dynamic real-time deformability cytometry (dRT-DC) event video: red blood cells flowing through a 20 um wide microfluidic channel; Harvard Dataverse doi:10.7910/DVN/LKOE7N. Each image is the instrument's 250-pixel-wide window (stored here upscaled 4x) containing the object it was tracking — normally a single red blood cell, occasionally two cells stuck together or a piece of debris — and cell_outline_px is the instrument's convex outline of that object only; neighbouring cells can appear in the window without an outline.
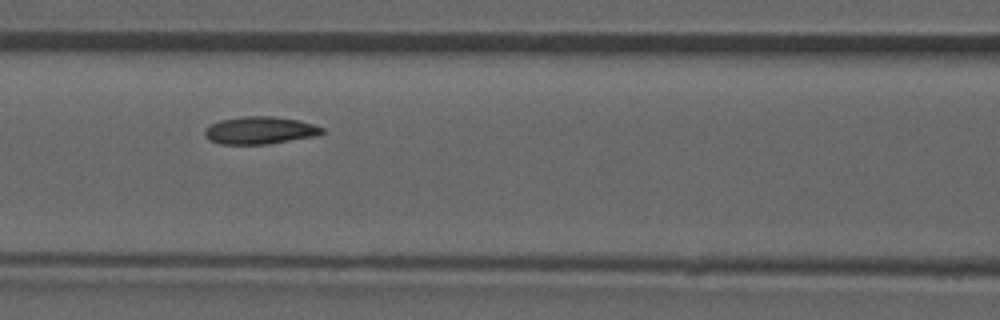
{"species": "common noctule bat (a hibernating species)", "species_latin": "Nyctalus noctula", "temperature_condition": "room temperature", "stored_images_in_passage": 35, "camera_frame_rate_fps": 3000, "um_per_image_px": 0.085, "animal": {"sex": "male", "forearm_length_mm": 52.5}, "frame": {"image": 1, "passage_image": 6, "time_ms": 1.667, "image_size_px": [1000, 320], "cell_outline_px": [[324, 132], [316, 136], [268, 144], [220, 144], [208, 140], [204, 136], [204, 128], [220, 120], [240, 116], [272, 116], [300, 120], [324, 128]], "centroid_in_image_um": [22.07, 11.08], "position_along_channel_um": 144.5, "area_um2": 18.96}}